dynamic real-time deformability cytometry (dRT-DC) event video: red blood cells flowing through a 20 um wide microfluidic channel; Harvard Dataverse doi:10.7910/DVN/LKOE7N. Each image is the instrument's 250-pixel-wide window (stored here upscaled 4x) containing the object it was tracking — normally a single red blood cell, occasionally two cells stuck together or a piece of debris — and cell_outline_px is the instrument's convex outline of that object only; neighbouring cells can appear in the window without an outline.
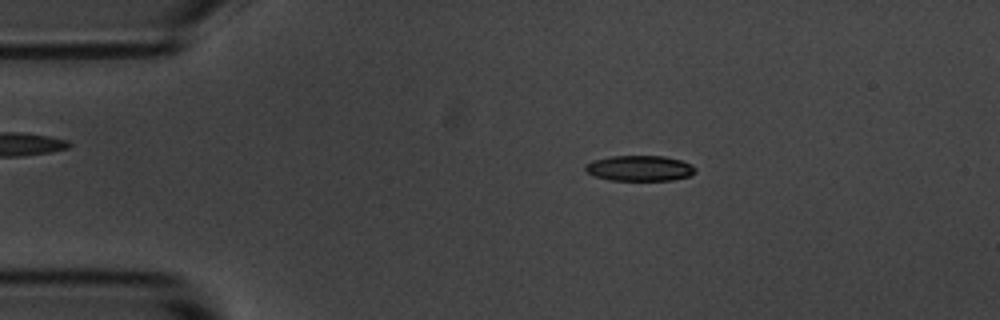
{"species": "common noctule bat (a hibernating species)", "species_latin": "Nyctalus noctula", "temperature_condition": "room temperature", "stored_images_in_passage": 55, "camera_frame_rate_fps": 3000, "um_per_image_px": 0.085, "animal": {"sex": "male", "body_mass_g": 20.1, "forearm_length_mm": 53.5}, "frame": {"image": 1, "passage_image": 10, "time_ms": 3.0, "image_size_px": [1000, 320], "cell_outline_px": [[696, 172], [688, 176], [672, 180], [612, 180], [596, 176], [588, 172], [584, 168], [592, 160], [612, 156], [664, 156], [680, 160], [692, 164], [696, 168]], "centroid_in_image_um": [54.41, 14.29], "position_along_channel_um": 30.6, "area_um2": 16.18}}
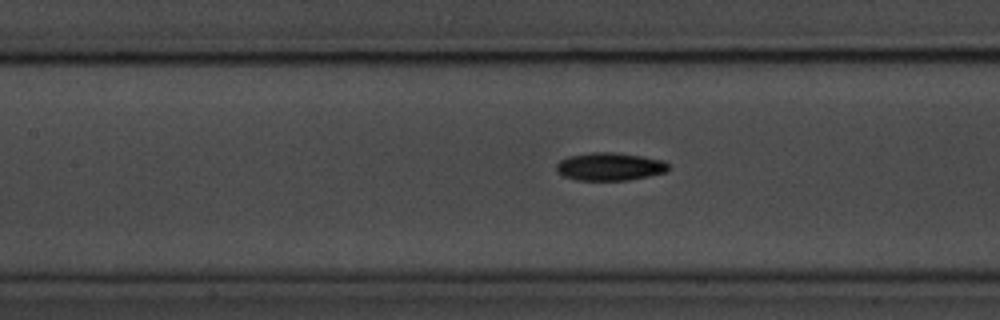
{"frame": {"image": 2, "passage_image": 24, "time_ms": 7.667, "image_size_px": [1000, 320], "cell_outline_px": [[668, 172], [628, 180], [576, 180], [564, 176], [556, 172], [556, 164], [560, 160], [568, 156], [592, 152], [616, 152], [664, 160], [668, 164]], "centroid_in_image_um": [51.82, 14.16], "position_along_channel_um": 155.6, "area_um2": 18.32}}
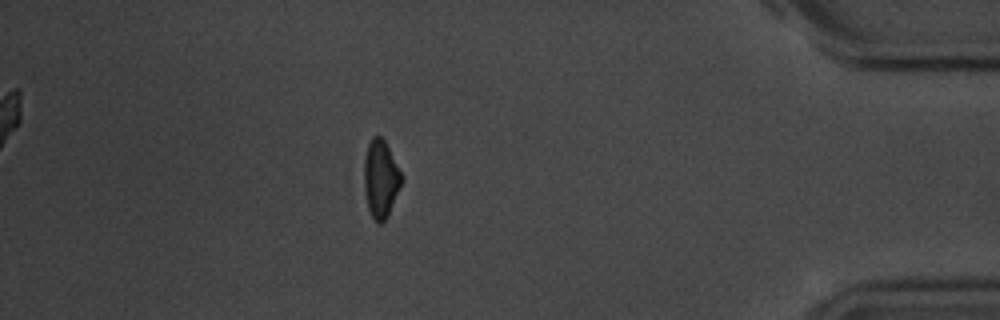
{"frame": {"image": 3, "passage_image": 48, "time_ms": 15.667, "image_size_px": [1000, 320], "cell_outline_px": [[404, 180], [388, 216], [380, 224], [372, 216], [368, 208], [364, 188], [364, 156], [368, 144], [372, 136], [380, 136], [384, 140], [404, 176]], "centroid_in_image_um": [32.38, 15.19], "position_along_channel_um": 402.8, "area_um2": 17.11}, "authors_computed_cell_mechanics": {"area_um2": 17.1088, "velocity_mm_per_s": 3.6481, "shape_relaxation_time_tau1_ms": 2.7473, "shape_relaxation_time_tau2_ms": null, "deformation_change_tau1": 0.1148, "deformation_change_tau2": null}}